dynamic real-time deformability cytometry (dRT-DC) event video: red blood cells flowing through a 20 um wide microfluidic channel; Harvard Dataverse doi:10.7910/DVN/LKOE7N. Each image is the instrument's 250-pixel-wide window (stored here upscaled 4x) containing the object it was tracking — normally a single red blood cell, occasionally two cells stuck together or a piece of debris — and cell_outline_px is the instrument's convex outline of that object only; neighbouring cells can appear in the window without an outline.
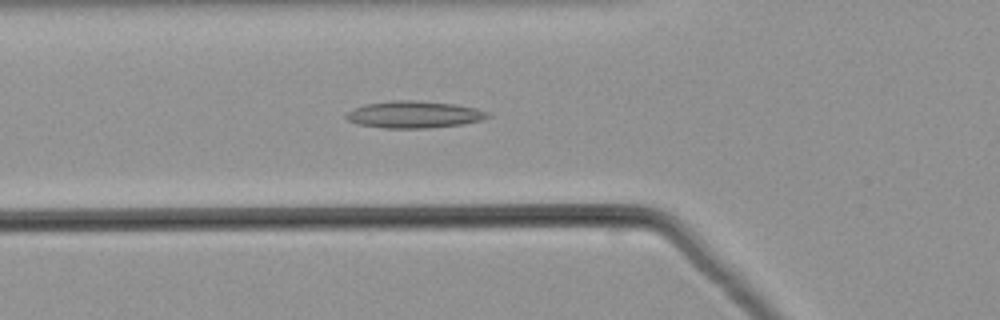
{"species": "common noctule bat (a hibernating species)", "species_latin": "Nyctalus noctula", "temperature_condition": "warm", "stored_images_in_passage": 52, "camera_frame_rate_fps": 3000, "um_per_image_px": 0.085, "animal": {"sex": "male", "body_mass_g": 21.5, "forearm_length_mm": 52.0}, "frame": {"image": 1, "passage_image": 19, "time_ms": 6.0, "image_size_px": [1000, 320], "cell_outline_px": [[492, 116], [480, 120], [464, 124], [428, 128], [384, 128], [356, 124], [348, 120], [344, 116], [348, 112], [364, 104], [392, 100], [416, 100], [456, 104], [476, 108], [488, 112]], "centroid_in_image_um": [35.2, 9.73], "position_along_channel_um": 90.6, "area_um2": 22.37}}
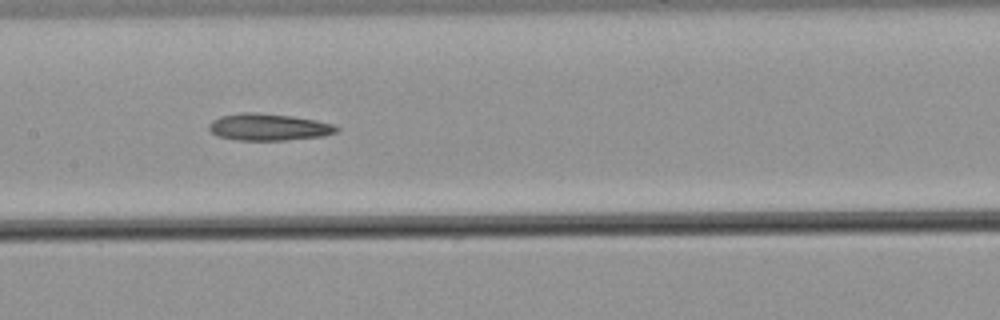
{"frame": {"image": 2, "passage_image": 26, "time_ms": 8.333, "image_size_px": [1000, 320], "cell_outline_px": [[340, 128], [336, 132], [324, 136], [284, 140], [236, 140], [216, 136], [208, 128], [208, 124], [212, 120], [220, 116], [240, 112], [252, 112], [292, 116], [316, 120], [332, 124]], "centroid_in_image_um": [22.79, 10.8], "position_along_channel_um": 184.6, "area_um2": 20.06}}
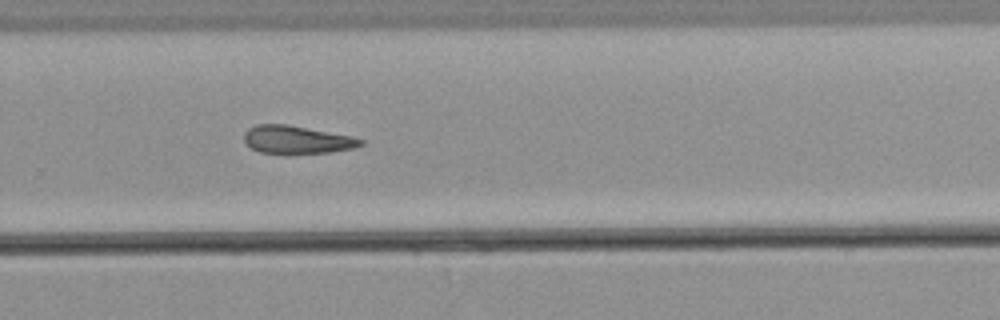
{"frame": {"image": 3, "passage_image": 35, "time_ms": 11.333, "image_size_px": [1000, 320], "cell_outline_px": [[364, 144], [356, 148], [332, 152], [260, 152], [252, 148], [244, 140], [244, 132], [248, 128], [256, 124], [284, 124], [352, 136], [364, 140]], "centroid_in_image_um": [25.26, 11.85], "position_along_channel_um": 304.5, "area_um2": 18.55}}